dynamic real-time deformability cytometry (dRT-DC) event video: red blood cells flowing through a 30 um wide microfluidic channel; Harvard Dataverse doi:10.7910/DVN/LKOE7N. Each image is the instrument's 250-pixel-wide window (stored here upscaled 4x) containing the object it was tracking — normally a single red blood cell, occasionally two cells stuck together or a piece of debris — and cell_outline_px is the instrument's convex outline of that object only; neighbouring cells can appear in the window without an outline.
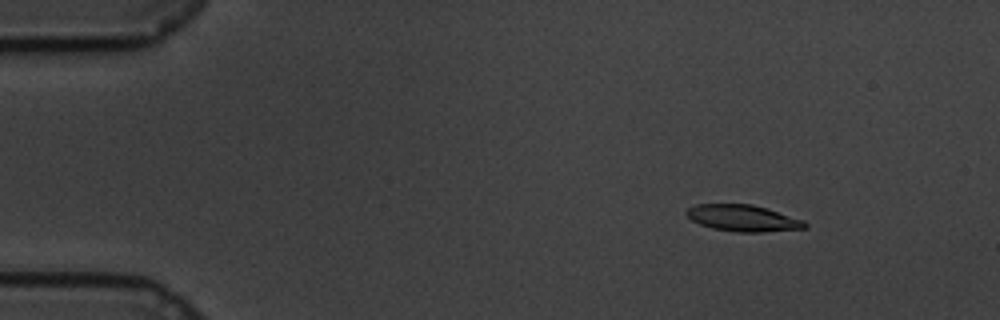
{"species": "common noctule bat (a hibernating species)", "species_latin": "Nyctalus noctula", "temperature_condition": "cold", "stored_images_in_passage": 61, "segment_of_instrument_passage": [1, 2], "camera_frame_rate_fps": 3000, "um_per_image_px": 0.085, "animal": {"sex": "male", "body_mass_g": 19.5, "forearm_length_mm": 54.6}, "frame": {"image": 1, "passage_image": 8, "time_ms": 2.333, "image_size_px": [1000, 320], "cell_outline_px": [[808, 228], [764, 232], [736, 232], [712, 228], [700, 224], [692, 220], [684, 212], [688, 208], [696, 204], [752, 204], [804, 220], [808, 224]], "centroid_in_image_um": [63.16, 18.55], "position_along_channel_um": 21.8, "area_um2": 18.26}}
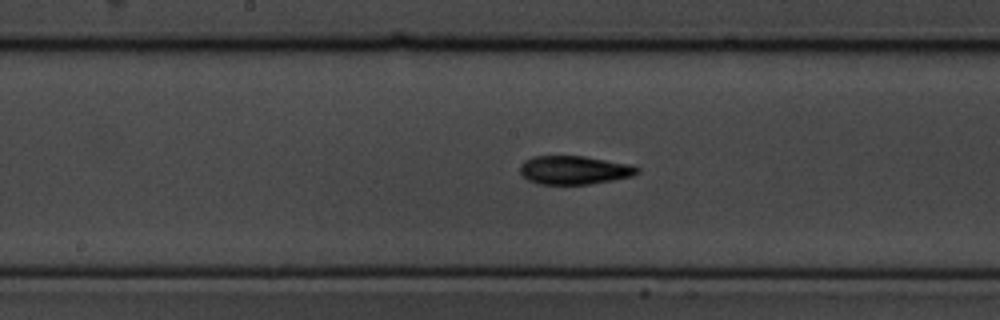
{"frame": {"image": 2, "passage_image": 31, "time_ms": 10.0, "image_size_px": [1000, 320], "cell_outline_px": [[640, 172], [632, 176], [612, 180], [588, 184], [540, 184], [528, 180], [520, 172], [520, 164], [524, 160], [532, 156], [584, 156], [632, 164], [640, 168]], "centroid_in_image_um": [48.82, 14.44], "position_along_channel_um": 199.4, "area_um2": 19.59}}
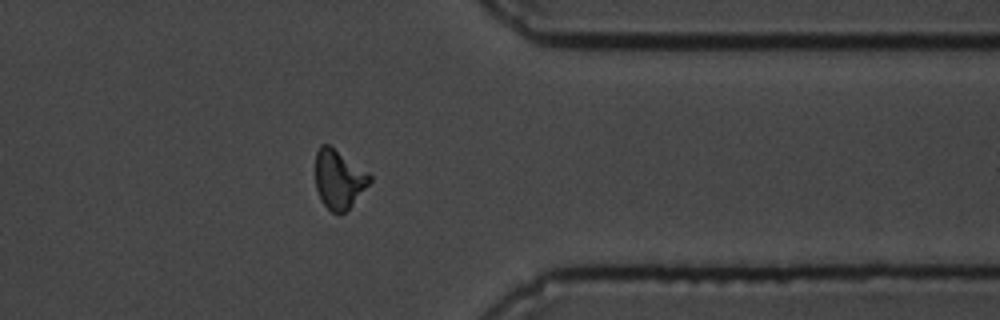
{"frame": {"image": 3, "passage_image": 48, "time_ms": 15.667, "image_size_px": [1000, 320], "cell_outline_px": [[372, 180], [352, 204], [340, 216], [332, 212], [320, 200], [316, 188], [316, 152], [320, 144], [328, 144], [368, 172], [372, 176]], "centroid_in_image_um": [28.79, 15.24], "position_along_channel_um": 382.6, "area_um2": 18.5}}